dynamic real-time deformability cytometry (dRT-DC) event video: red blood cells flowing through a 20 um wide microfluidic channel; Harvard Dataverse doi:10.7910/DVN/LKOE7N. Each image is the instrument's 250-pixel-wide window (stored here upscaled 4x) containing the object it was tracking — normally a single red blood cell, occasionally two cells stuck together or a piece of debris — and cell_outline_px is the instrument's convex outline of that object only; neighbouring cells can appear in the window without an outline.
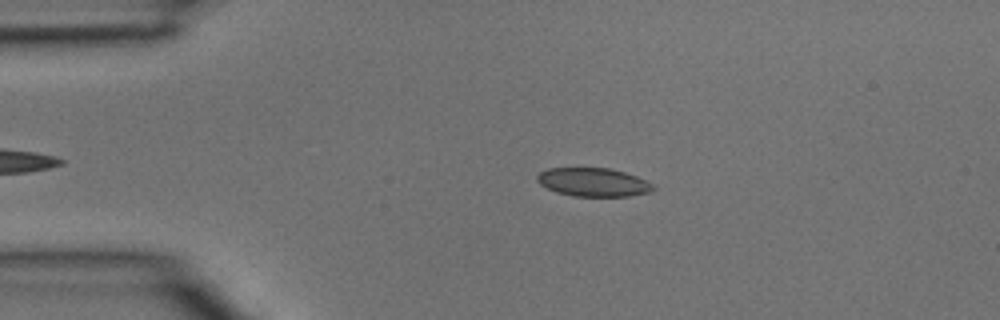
{"species": "common noctule bat (a hibernating species)", "species_latin": "Nyctalus noctula", "temperature_condition": "room temperature", "stored_images_in_passage": 3, "camera_frame_rate_fps": 3000, "um_per_image_px": 0.085, "animal": {"sex": "male", "body_mass_g": 15.6}, "frame": {"image": 1, "passage_image": 2, "time_ms": 0.333, "image_size_px": [1000, 320], "cell_outline_px": [[656, 188], [652, 192], [628, 196], [572, 196], [556, 192], [540, 184], [536, 180], [536, 176], [540, 172], [548, 168], [608, 168], [624, 172], [636, 176], [652, 184]], "centroid_in_image_um": [50.42, 15.49], "position_along_channel_um": 34.6, "area_um2": 19.25}}